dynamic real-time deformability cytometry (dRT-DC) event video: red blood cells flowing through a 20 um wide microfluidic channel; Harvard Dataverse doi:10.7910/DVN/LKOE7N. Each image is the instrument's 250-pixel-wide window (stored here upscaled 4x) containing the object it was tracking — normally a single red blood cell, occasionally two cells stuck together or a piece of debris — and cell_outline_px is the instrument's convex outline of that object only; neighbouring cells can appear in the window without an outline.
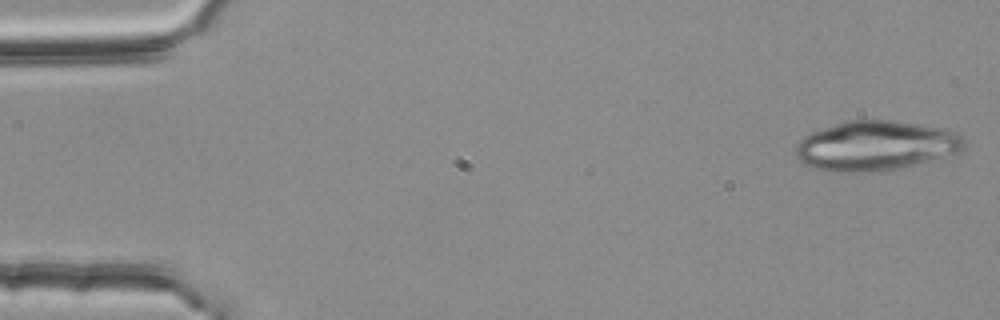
{"species": "common noctule bat (a hibernating species)", "species_latin": "Nyctalus noctula", "temperature_condition": "room temperature", "stored_images_in_passage": 52, "camera_frame_rate_fps": 3000, "um_per_image_px": 0.085, "animal": {"sex": "female", "body_mass_g": 25.1}, "frame": {"image": 1, "passage_image": 1, "time_ms": 0.0, "image_size_px": [1000, 320], "cell_outline_px": [[964, 144], [960, 152], [888, 172], [836, 172], [816, 168], [800, 160], [796, 156], [796, 144], [804, 136], [812, 132], [848, 120], [892, 120], [940, 128], [956, 132], [964, 136]], "centroid_in_image_um": [74.46, 12.4], "position_along_channel_um": 10.5, "area_um2": 48.73}}
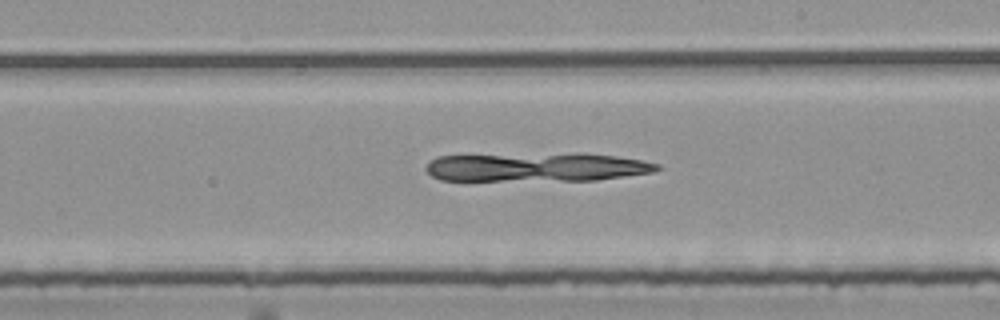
{"frame": {"image": 2, "passage_image": 30, "time_ms": 9.667, "image_size_px": [1000, 320], "cell_outline_px": [[660, 168], [652, 172], [596, 180], [440, 180], [432, 176], [424, 168], [436, 156], [572, 152], [584, 152], [616, 156], [640, 160], [660, 164]], "centroid_in_image_um": [45.62, 14.18], "position_along_channel_um": 243.4, "area_um2": 39.19}}
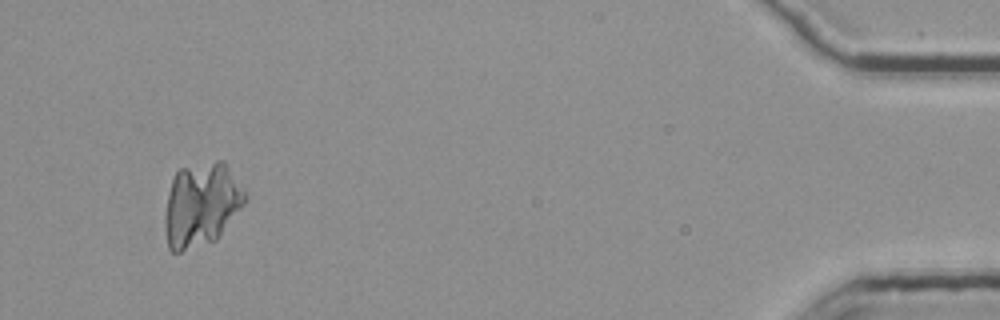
{"frame": {"image": 3, "passage_image": 50, "time_ms": 16.333, "image_size_px": [1000, 320], "cell_outline_px": [[248, 196], [244, 204], [220, 236], [216, 240], [180, 252], [172, 252], [168, 248], [164, 224], [164, 216], [168, 192], [172, 180], [176, 172], [180, 168], [216, 160], [224, 160]], "centroid_in_image_um": [17.11, 17.39], "position_along_channel_um": 418.1, "area_um2": 39.36}}